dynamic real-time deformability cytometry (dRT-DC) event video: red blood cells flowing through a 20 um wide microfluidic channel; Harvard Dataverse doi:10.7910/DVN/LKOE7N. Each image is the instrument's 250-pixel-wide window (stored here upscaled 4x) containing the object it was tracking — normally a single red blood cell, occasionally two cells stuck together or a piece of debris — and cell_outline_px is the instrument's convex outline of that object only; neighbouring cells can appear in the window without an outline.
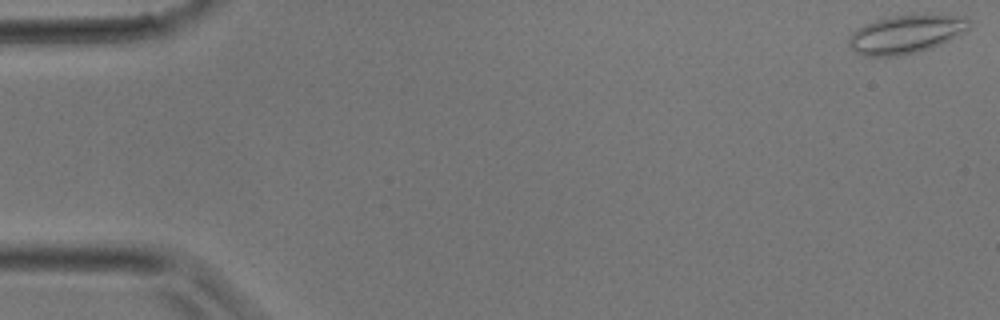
{"species": "common noctule bat (a hibernating species)", "species_latin": "Nyctalus noctula", "temperature_condition": "room temperature", "stored_images_in_passage": 37, "camera_frame_rate_fps": 3000, "um_per_image_px": 0.085, "animal": {"sex": "male", "body_mass_g": 17.9}, "frame": {"image": 1, "passage_image": 1, "time_ms": 0.0, "image_size_px": [1000, 320], "cell_outline_px": [[972, 24], [964, 32], [932, 48], [900, 56], [864, 56], [856, 52], [848, 44], [848, 36], [852, 32], [864, 24], [876, 20], [892, 16], [924, 12], [964, 16], [972, 20]], "centroid_in_image_um": [77.05, 2.86], "position_along_channel_um": 8.0, "area_um2": 27.63}}
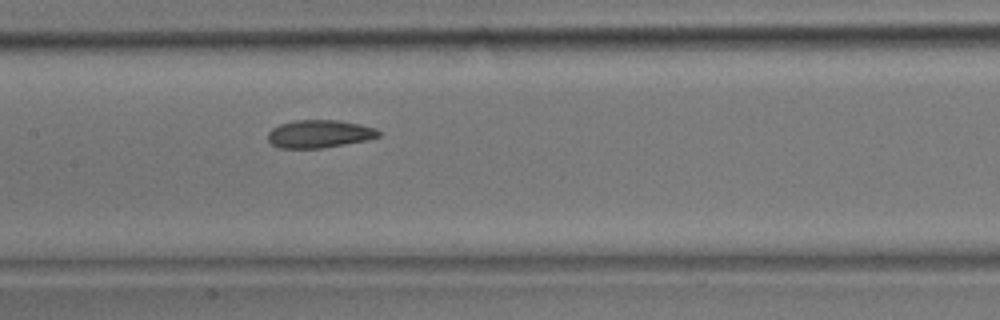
{"frame": {"image": 2, "passage_image": 18, "time_ms": 5.667, "image_size_px": [1000, 320], "cell_outline_px": [[380, 136], [368, 140], [320, 148], [276, 148], [268, 140], [268, 132], [272, 128], [280, 124], [296, 120], [340, 120], [360, 124], [376, 128], [380, 132]], "centroid_in_image_um": [27.14, 11.38], "position_along_channel_um": 180.3, "area_um2": 18.03}}
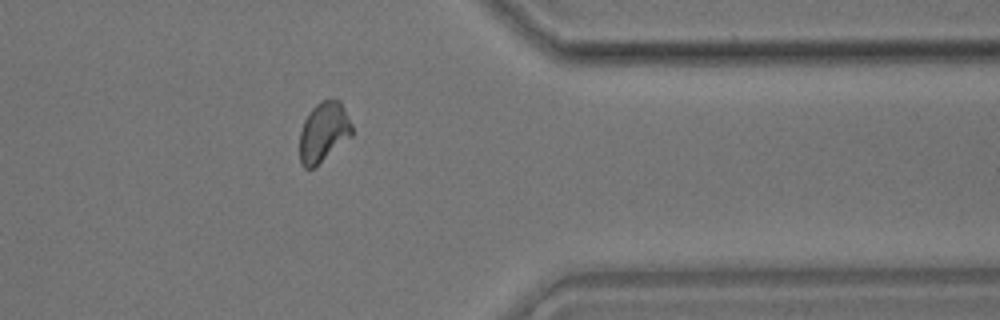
{"frame": {"image": 3, "passage_image": 30, "time_ms": 9.667, "image_size_px": [1000, 320], "cell_outline_px": [[352, 136], [312, 168], [304, 168], [300, 164], [300, 132], [304, 120], [308, 112], [320, 100], [340, 100], [352, 124]], "centroid_in_image_um": [27.5, 11.2], "position_along_channel_um": 383.9, "area_um2": 18.09}}